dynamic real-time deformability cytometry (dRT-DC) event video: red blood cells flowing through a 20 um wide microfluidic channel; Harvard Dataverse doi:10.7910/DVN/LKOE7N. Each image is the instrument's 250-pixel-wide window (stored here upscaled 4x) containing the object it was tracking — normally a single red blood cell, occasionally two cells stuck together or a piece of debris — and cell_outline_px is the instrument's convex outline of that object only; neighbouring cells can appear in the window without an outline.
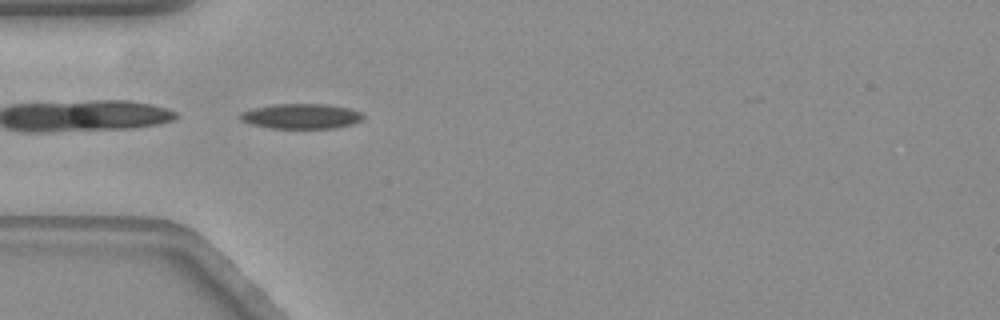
{"species": "common noctule bat (a hibernating species)", "species_latin": "Nyctalus noctula", "temperature_condition": "warm", "stored_images_in_passage": 39, "camera_frame_rate_fps": 3000, "um_per_image_px": 0.085, "animal": {"sex": "female", "body_mass_g": 19.3, "forearm_length_mm": 54.1}, "frame": {"image": 1, "passage_image": 1, "time_ms": 0.0, "image_size_px": [1000, 320], "cell_outline_px": [[364, 116], [360, 120], [348, 124], [332, 128], [272, 128], [252, 124], [240, 120], [240, 112], [252, 108], [272, 104], [328, 104], [348, 108], [360, 112]], "centroid_in_image_um": [25.54, 9.86], "position_along_channel_um": 59.5, "area_um2": 17.74}, "authors_computed_cell_mechanics": {"area_um2": 17.4556, "velocity_mm_per_s": 3.5302, "shape_relaxation_time_tau1_ms": 5.0156, "shape_relaxation_time_tau2_ms": 10.0182, "deformation_change_tau1": 0.1429, "deformation_change_tau2": 0.2035}}